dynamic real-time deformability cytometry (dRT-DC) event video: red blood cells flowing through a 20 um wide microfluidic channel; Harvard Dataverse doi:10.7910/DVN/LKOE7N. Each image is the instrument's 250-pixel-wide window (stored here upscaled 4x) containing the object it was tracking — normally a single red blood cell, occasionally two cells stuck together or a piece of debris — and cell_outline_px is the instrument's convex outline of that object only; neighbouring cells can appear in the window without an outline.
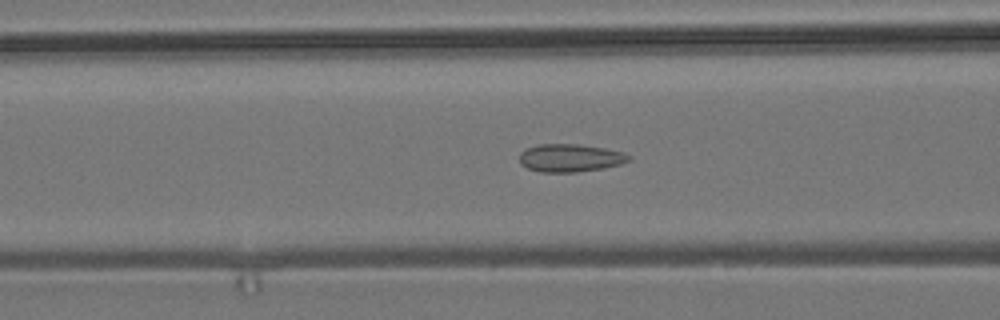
{"species": "common noctule bat (a hibernating species)", "species_latin": "Nyctalus noctula", "temperature_condition": "room temperature", "stored_images_in_passage": 55, "camera_frame_rate_fps": 3000, "um_per_image_px": 0.085, "animal": {"sex": "male", "body_mass_g": 19.2, "forearm_length_mm": 51.8}, "frame": {"image": 1, "passage_image": 22, "time_ms": 7.0, "image_size_px": [1000, 320], "cell_outline_px": [[632, 156], [628, 160], [620, 164], [604, 168], [576, 172], [540, 172], [528, 168], [520, 164], [520, 152], [524, 148], [536, 144], [580, 144], [604, 148], [624, 152]], "centroid_in_image_um": [48.44, 13.41], "position_along_channel_um": 118.2, "area_um2": 17.92}}
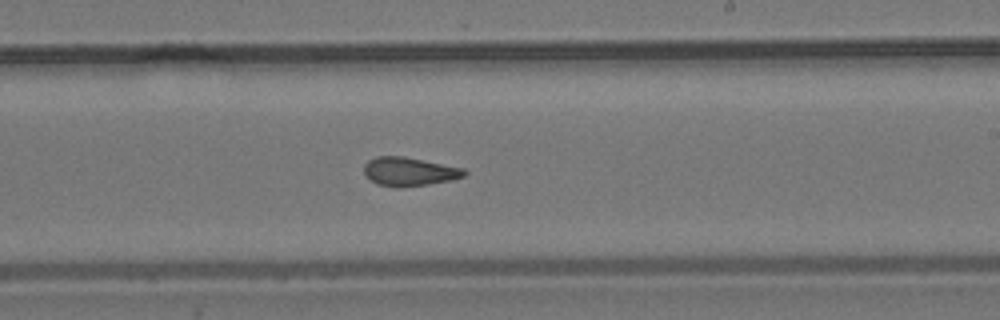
{"frame": {"image": 2, "passage_image": 33, "time_ms": 10.667, "image_size_px": [1000, 320], "cell_outline_px": [[468, 172], [464, 176], [452, 180], [428, 184], [400, 188], [396, 188], [376, 184], [364, 172], [364, 164], [368, 160], [376, 156], [404, 156], [464, 168]], "centroid_in_image_um": [34.79, 14.59], "position_along_channel_um": 254.2, "area_um2": 16.88}}
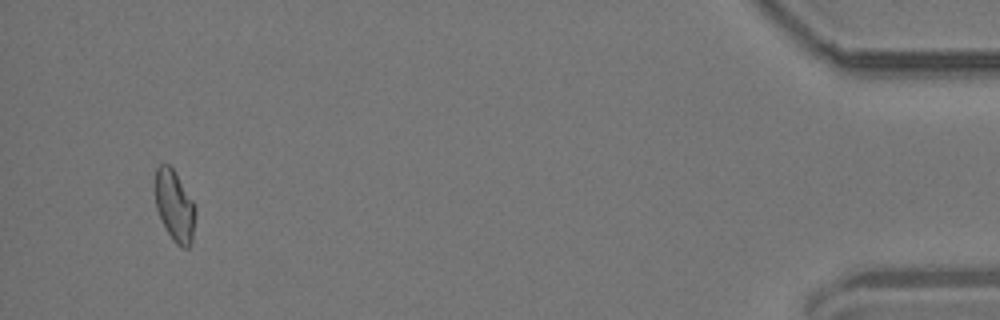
{"frame": {"image": 3, "passage_image": 53, "time_ms": 17.333, "image_size_px": [1000, 320], "cell_outline_px": [[196, 212], [192, 244], [188, 248], [180, 248], [172, 240], [156, 208], [156, 168], [160, 164], [168, 164], [172, 168], [192, 200], [196, 208]], "centroid_in_image_um": [14.87, 17.56], "position_along_channel_um": 420.3, "area_um2": 16.47}, "authors_computed_cell_mechanics": {"area_um2": 17.1088, "velocity_mm_per_s": 3.7059, "shape_relaxation_time_tau1_ms": null, "shape_relaxation_time_tau2_ms": 2.1239, "deformation_change_tau1": null, "deformation_change_tau2": 0.0679}}